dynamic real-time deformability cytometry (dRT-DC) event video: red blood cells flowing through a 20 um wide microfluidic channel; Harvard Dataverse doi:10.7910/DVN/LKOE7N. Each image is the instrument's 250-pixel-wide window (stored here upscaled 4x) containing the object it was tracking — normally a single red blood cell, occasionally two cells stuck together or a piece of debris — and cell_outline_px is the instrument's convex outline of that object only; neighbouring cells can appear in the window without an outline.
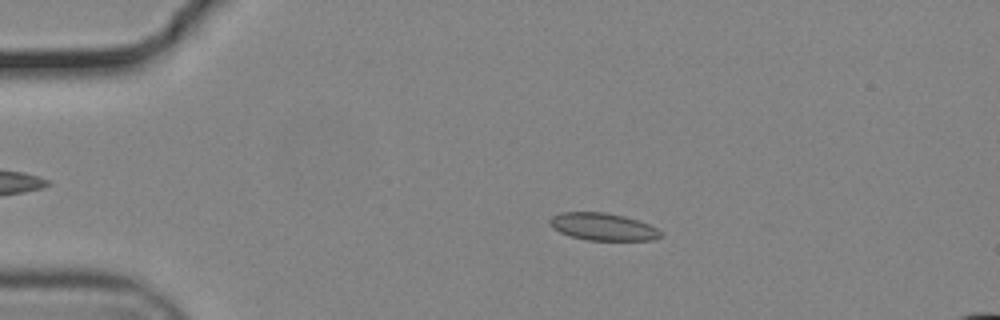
{"species": "common noctule bat (a hibernating species)", "species_latin": "Nyctalus noctula", "temperature_condition": "cold", "stored_images_in_passage": 55, "camera_frame_rate_fps": 3000, "um_per_image_px": 0.085, "animal": {"sex": "male", "body_mass_g": 19.2, "forearm_length_mm": 51.8}, "frame": {"image": 1, "passage_image": 11, "time_ms": 3.333, "image_size_px": [1000, 320], "cell_outline_px": [[664, 236], [652, 240], [588, 240], [572, 236], [560, 232], [552, 228], [548, 224], [548, 220], [552, 216], [560, 212], [604, 212], [624, 216], [648, 224], [656, 228]], "centroid_in_image_um": [51.21, 19.27], "position_along_channel_um": 33.8, "area_um2": 17.63}}
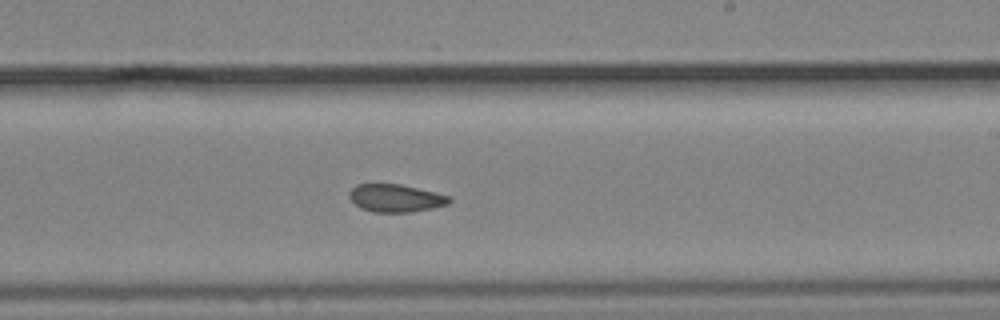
{"frame": {"image": 2, "passage_image": 33, "time_ms": 10.667, "image_size_px": [1000, 320], "cell_outline_px": [[452, 200], [448, 204], [432, 208], [412, 212], [372, 212], [360, 208], [348, 196], [348, 192], [356, 184], [400, 184], [452, 196]], "centroid_in_image_um": [33.63, 16.84], "position_along_channel_um": 255.4, "area_um2": 16.24}}
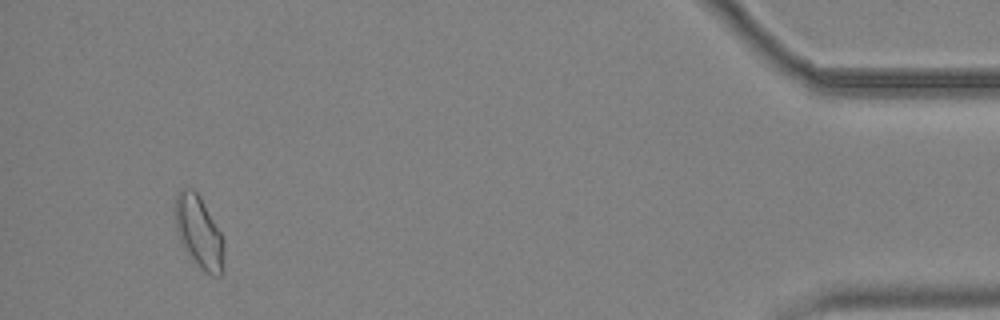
{"frame": {"image": 3, "passage_image": 52, "time_ms": 17.0, "image_size_px": [1000, 320], "cell_outline_px": [[224, 248], [220, 276], [212, 276], [204, 272], [188, 256], [176, 232], [176, 196], [180, 188], [192, 188], [200, 196], [220, 232], [224, 240]], "centroid_in_image_um": [16.9, 19.74], "position_along_channel_um": 418.3, "area_um2": 20.35}, "authors_computed_cell_mechanics": {"area_um2": 17.3978, "velocity_mm_per_s": 3.697, "shape_relaxation_time_tau1_ms": null, "shape_relaxation_time_tau2_ms": 2.6295, "deformation_change_tau1": null, "deformation_change_tau2": 0.0624}}